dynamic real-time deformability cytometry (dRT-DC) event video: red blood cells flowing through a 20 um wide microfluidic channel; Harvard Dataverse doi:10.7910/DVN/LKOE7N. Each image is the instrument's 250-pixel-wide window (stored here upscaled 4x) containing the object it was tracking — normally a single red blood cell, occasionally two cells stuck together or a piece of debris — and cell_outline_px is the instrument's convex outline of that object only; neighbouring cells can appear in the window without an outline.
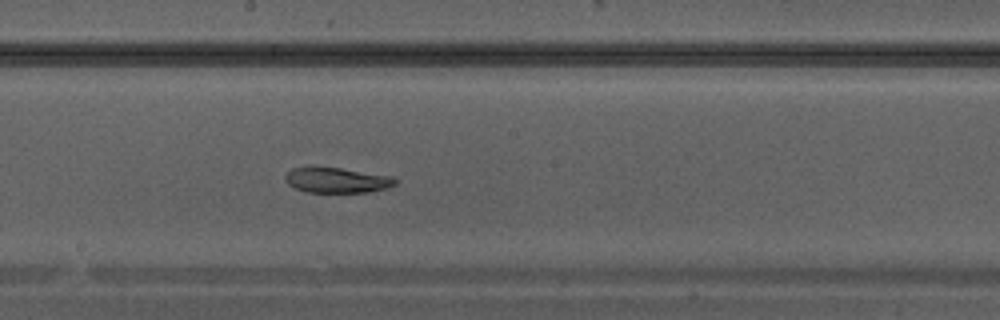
{"species": "Egyptian fruit bat (a non-hibernating species)", "species_latin": "Rousettus aegyptiacus", "temperature_condition": "warm", "stored_images_in_passage": 29, "camera_frame_rate_fps": 3000, "um_per_image_px": 0.085, "animal": {"sex": "male"}, "frame": {"image": 1, "passage_image": 13, "time_ms": 4.0, "image_size_px": [1000, 320], "cell_outline_px": [[400, 180], [396, 184], [384, 188], [368, 192], [308, 192], [296, 188], [288, 184], [284, 180], [284, 176], [292, 168], [340, 168], [392, 176]], "centroid_in_image_um": [28.66, 15.32], "position_along_channel_um": 219.5, "area_um2": 15.95}}